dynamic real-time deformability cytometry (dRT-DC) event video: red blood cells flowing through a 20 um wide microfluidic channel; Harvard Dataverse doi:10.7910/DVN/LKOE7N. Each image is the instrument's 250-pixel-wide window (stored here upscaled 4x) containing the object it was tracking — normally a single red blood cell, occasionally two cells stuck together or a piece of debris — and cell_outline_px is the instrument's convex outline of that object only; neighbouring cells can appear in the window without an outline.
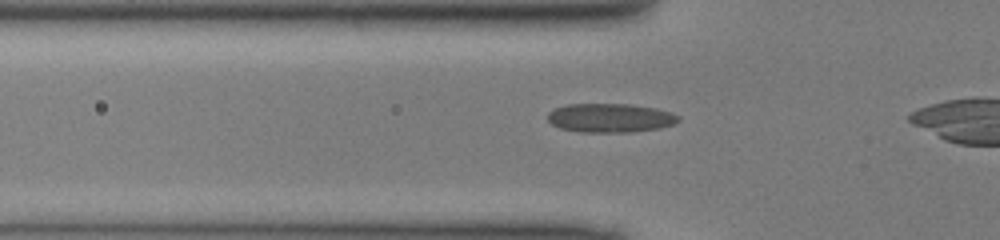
{"species": "common noctule bat (a hibernating species)", "species_latin": "Nyctalus noctula", "temperature_condition": "cold", "stored_images_in_passage": 26, "camera_frame_rate_fps": 3000, "um_per_image_px": 0.085, "animal": {"sex": "male", "body_mass_g": 13.0, "forearm_length_mm": 53.1}, "frame": {"image": 1, "passage_image": 9, "time_ms": 2.667, "image_size_px": [1000, 240], "cell_outline_px": [[680, 120], [672, 124], [660, 128], [628, 132], [580, 132], [560, 128], [552, 124], [548, 120], [548, 112], [552, 108], [568, 104], [628, 104], [656, 108], [672, 112], [680, 116]], "centroid_in_image_um": [51.85, 10.01], "position_along_channel_um": 73.9, "area_um2": 22.14}}
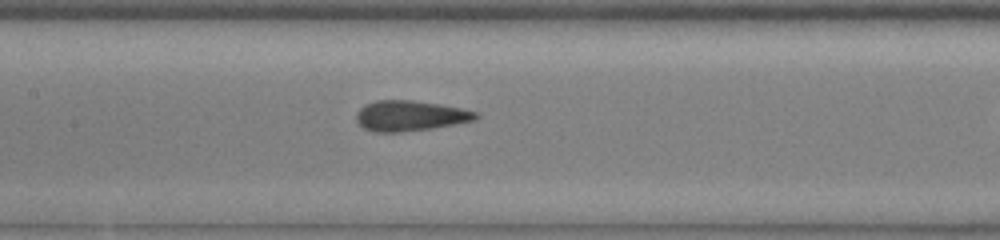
{"frame": {"image": 2, "passage_image": 16, "time_ms": 5.0, "image_size_px": [1000, 240], "cell_outline_px": [[480, 116], [476, 120], [432, 128], [400, 132], [372, 132], [364, 128], [356, 120], [356, 112], [364, 104], [376, 100], [412, 100], [440, 104], [480, 112]], "centroid_in_image_um": [34.86, 9.83], "position_along_channel_um": 172.5, "area_um2": 21.33}}
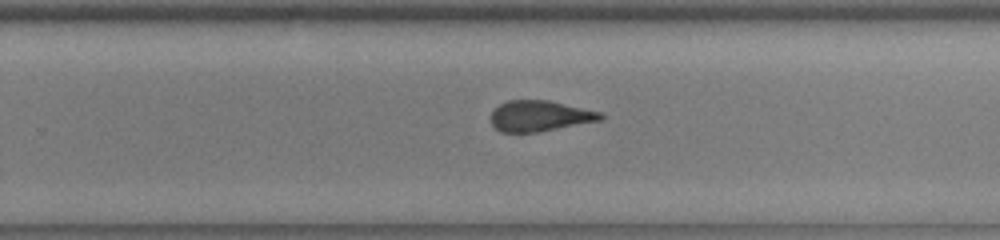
{"frame": {"image": 3, "passage_image": 24, "time_ms": 7.667, "image_size_px": [1000, 240], "cell_outline_px": [[604, 116], [600, 120], [536, 132], [500, 132], [492, 124], [492, 112], [500, 104], [508, 100], [548, 100], [604, 112]], "centroid_in_image_um": [45.9, 9.84], "position_along_channel_um": 283.9, "area_um2": 19.48}}